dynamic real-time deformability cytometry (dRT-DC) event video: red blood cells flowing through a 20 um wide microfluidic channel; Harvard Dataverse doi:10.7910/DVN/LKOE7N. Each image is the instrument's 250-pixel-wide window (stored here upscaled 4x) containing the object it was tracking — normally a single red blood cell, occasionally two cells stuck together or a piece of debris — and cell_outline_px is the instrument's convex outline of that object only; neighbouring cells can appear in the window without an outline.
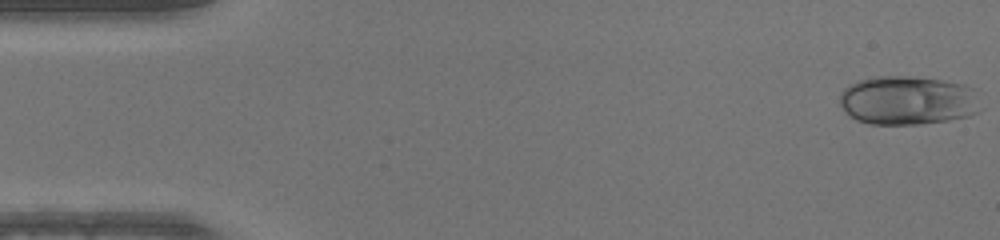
{"species": "human", "species_latin": "Homo sapiens", "temperature_condition": "warm", "stored_images_in_passage": 49, "camera_frame_rate_fps": 3000, "um_per_image_px": 0.085, "donor": {"sex": "male"}, "frame": {"image": 1, "passage_image": 1, "time_ms": 0.0, "image_size_px": [1000, 240], "cell_outline_px": [[976, 112], [968, 116], [948, 120], [920, 124], [872, 124], [856, 120], [848, 116], [840, 104], [840, 92], [848, 84], [860, 80], [876, 76], [908, 76], [940, 80], [964, 84], [972, 88]], "centroid_in_image_um": [77.04, 8.53], "position_along_channel_um": 8.0, "area_um2": 39.71}}
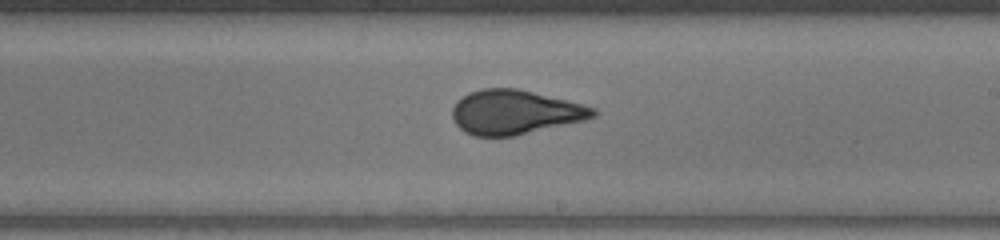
{"frame": {"image": 2, "passage_image": 28, "time_ms": 9.0, "image_size_px": [1000, 240], "cell_outline_px": [[600, 112], [596, 116], [584, 120], [516, 136], [472, 136], [464, 132], [456, 124], [452, 116], [452, 108], [456, 100], [468, 92], [484, 88], [516, 88], [584, 104], [596, 108]], "centroid_in_image_um": [43.76, 9.54], "position_along_channel_um": 245.2, "area_um2": 36.65}}
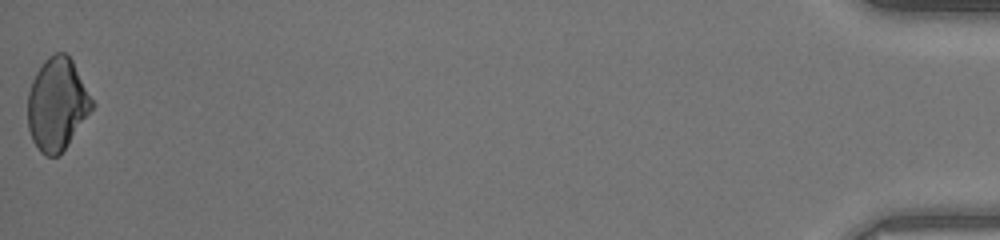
{"frame": {"image": 3, "passage_image": 49, "time_ms": 16.0, "image_size_px": [1000, 240], "cell_outline_px": [[96, 104], [60, 156], [44, 156], [40, 152], [32, 140], [28, 128], [28, 92], [32, 80], [36, 72], [44, 60], [48, 56], [56, 52], [64, 52], [72, 60]], "centroid_in_image_um": [4.86, 8.87], "position_along_channel_um": 430.3, "area_um2": 34.85}}